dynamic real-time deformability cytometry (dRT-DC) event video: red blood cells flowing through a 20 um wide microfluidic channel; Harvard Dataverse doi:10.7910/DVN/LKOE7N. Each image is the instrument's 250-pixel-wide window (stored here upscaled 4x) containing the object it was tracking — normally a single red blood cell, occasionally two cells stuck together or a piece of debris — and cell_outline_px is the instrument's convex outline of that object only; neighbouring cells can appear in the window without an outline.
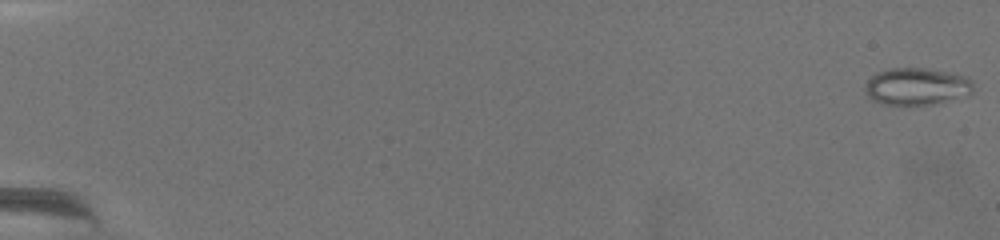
{"species": "common noctule bat (a hibernating species)", "species_latin": "Nyctalus noctula", "temperature_condition": "warm", "stored_images_in_passage": 74, "camera_frame_rate_fps": 3000, "um_per_image_px": 0.085, "animal": {"sex": "female", "body_mass_g": 19.5, "forearm_length_mm": 54.1}, "frame": {"image": 1, "passage_image": 1, "time_ms": 0.0, "image_size_px": [1000, 240], "cell_outline_px": [[972, 92], [968, 96], [932, 104], [908, 108], [880, 104], [872, 100], [868, 96], [864, 88], [864, 84], [876, 72], [888, 68], [924, 68], [952, 72], [968, 76], [972, 80]], "centroid_in_image_um": [77.9, 7.38], "position_along_channel_um": 7.1, "area_um2": 24.45}}
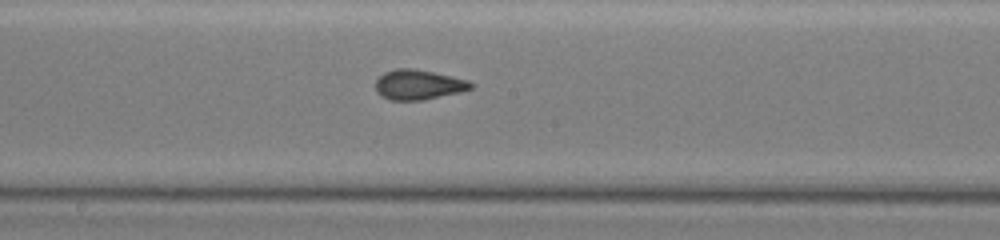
{"frame": {"image": 2, "passage_image": 43, "time_ms": 14.0, "image_size_px": [1000, 240], "cell_outline_px": [[476, 84], [472, 88], [424, 100], [388, 100], [380, 96], [376, 92], [376, 80], [384, 72], [396, 68], [412, 68], [432, 72], [468, 80]], "centroid_in_image_um": [35.52, 7.2], "position_along_channel_um": 212.7, "area_um2": 16.53}}
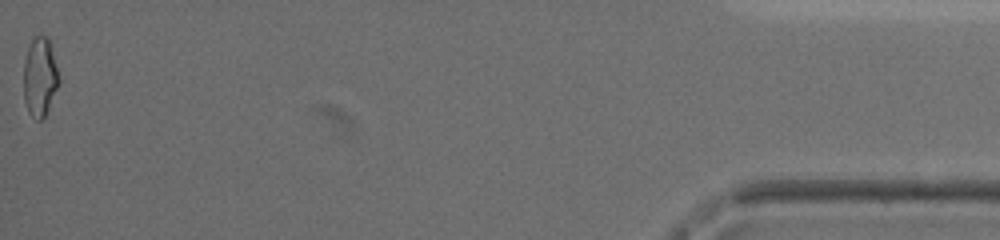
{"frame": {"image": 3, "passage_image": 74, "time_ms": 24.333, "image_size_px": [1000, 240], "cell_outline_px": [[60, 80], [48, 108], [44, 116], [40, 120], [36, 120], [28, 112], [24, 100], [24, 60], [28, 48], [32, 40], [36, 36], [48, 36], [60, 76]], "centroid_in_image_um": [3.39, 6.53], "position_along_channel_um": 431.8, "area_um2": 16.13}, "authors_computed_cell_mechanics": {"area_um2": 16.5308, "velocity_mm_per_s": 2.9596, "shape_relaxation_time_tau1_ms": null, "shape_relaxation_time_tau2_ms": 1.0351, "deformation_change_tau1": null, "deformation_change_tau2": 0.0766}}